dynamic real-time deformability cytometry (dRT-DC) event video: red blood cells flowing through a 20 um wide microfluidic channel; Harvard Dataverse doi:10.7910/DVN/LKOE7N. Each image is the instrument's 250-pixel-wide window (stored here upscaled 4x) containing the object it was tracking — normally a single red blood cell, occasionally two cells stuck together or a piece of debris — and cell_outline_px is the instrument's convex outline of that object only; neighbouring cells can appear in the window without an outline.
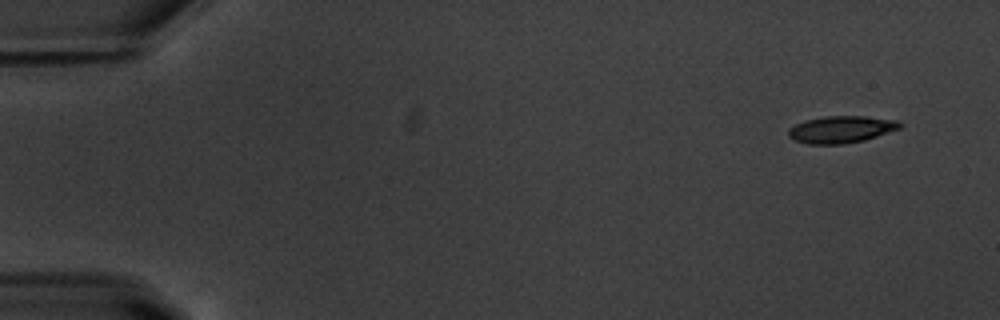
{"species": "common noctule bat (a hibernating species)", "species_latin": "Nyctalus noctula", "temperature_condition": "warm", "stored_images_in_passage": 11, "camera_frame_rate_fps": 3000, "um_per_image_px": 0.085, "animal": {"sex": "male", "body_mass_g": 20.1, "forearm_length_mm": 53.5}, "frame": {"image": 1, "passage_image": 1, "time_ms": 0.0, "image_size_px": [1000, 320], "cell_outline_px": [[904, 124], [900, 128], [864, 140], [844, 144], [808, 144], [796, 140], [788, 136], [788, 128], [804, 120], [824, 116], [864, 116], [900, 120]], "centroid_in_image_um": [71.51, 10.99], "position_along_channel_um": 13.5, "area_um2": 17.63}}